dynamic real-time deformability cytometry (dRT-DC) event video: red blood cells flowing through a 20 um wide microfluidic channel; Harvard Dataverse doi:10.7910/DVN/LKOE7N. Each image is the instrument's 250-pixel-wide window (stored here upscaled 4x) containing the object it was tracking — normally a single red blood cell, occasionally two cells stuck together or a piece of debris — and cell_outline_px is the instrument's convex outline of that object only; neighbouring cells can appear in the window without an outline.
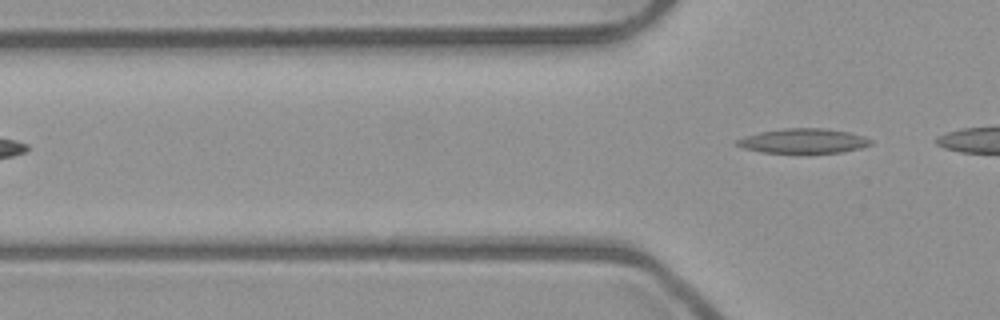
{"species": "common noctule bat (a hibernating species)", "species_latin": "Nyctalus noctula", "temperature_condition": "room temperature", "stored_images_in_passage": 4, "camera_frame_rate_fps": 3000, "um_per_image_px": 0.085, "animal": {"sex": "male", "body_mass_g": 23.1, "forearm_length_mm": 52.7}, "frame": {"image": 1, "passage_image": 4, "time_ms": 1.0, "image_size_px": [1000, 320], "cell_outline_px": [[872, 144], [860, 148], [840, 152], [760, 152], [744, 148], [736, 144], [736, 140], [744, 136], [760, 132], [784, 128], [828, 128], [848, 132], [872, 140]], "centroid_in_image_um": [68.26, 11.96], "position_along_channel_um": 57.5, "area_um2": 18.9}}